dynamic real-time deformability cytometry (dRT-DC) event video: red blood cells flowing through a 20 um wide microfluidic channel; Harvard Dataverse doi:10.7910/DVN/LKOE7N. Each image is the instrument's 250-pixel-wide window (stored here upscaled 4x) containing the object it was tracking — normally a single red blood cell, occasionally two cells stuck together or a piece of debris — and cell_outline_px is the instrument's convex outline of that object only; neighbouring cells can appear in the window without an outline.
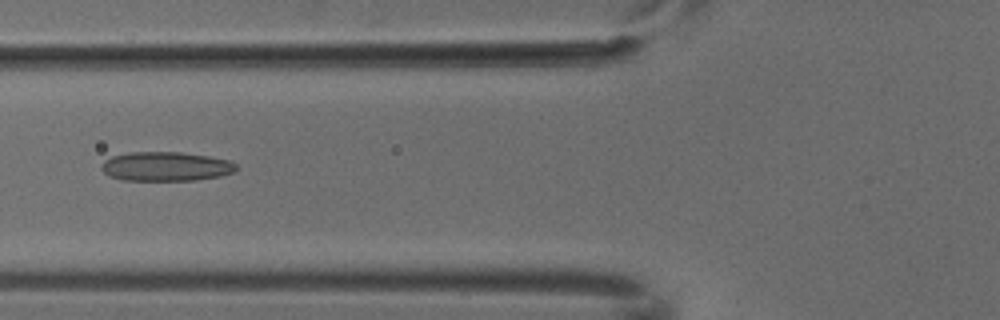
{"species": "common noctule bat (a hibernating species)", "species_latin": "Nyctalus noctula", "temperature_condition": "cold", "stored_images_in_passage": 5, "camera_frame_rate_fps": 3000, "um_per_image_px": 0.085, "animal": {"sex": "male", "body_mass_g": 18.8}, "frame": {"image": 1, "passage_image": 5, "time_ms": 1.333, "image_size_px": [1000, 320], "cell_outline_px": [[236, 172], [220, 176], [196, 180], [124, 180], [108, 176], [100, 168], [100, 164], [104, 160], [112, 156], [128, 152], [180, 152], [208, 156], [228, 160], [236, 164]], "centroid_in_image_um": [14.07, 14.15], "position_along_channel_um": 111.7, "area_um2": 23.06}}